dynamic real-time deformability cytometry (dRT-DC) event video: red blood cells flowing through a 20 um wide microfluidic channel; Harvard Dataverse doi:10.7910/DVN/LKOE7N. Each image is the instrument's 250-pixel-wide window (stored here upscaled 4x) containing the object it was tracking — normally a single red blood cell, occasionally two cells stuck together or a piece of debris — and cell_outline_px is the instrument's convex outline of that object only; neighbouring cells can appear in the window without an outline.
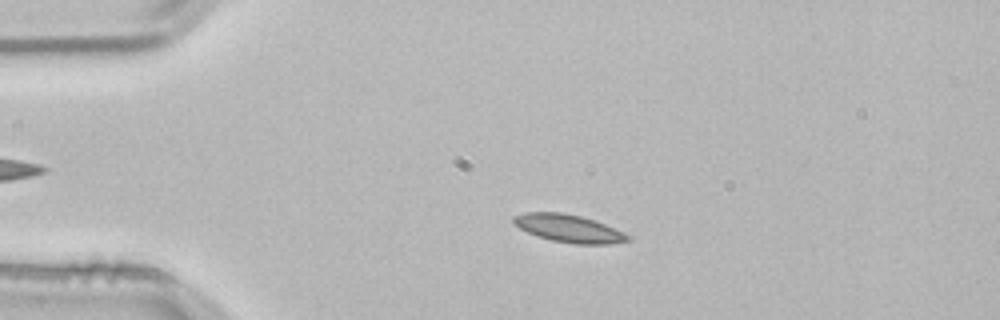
{"species": "common noctule bat (a hibernating species)", "species_latin": "Nyctalus noctula", "temperature_condition": "room temperature", "stored_images_in_passage": 53, "camera_frame_rate_fps": 3000, "um_per_image_px": 0.085, "animal": {"sex": "male", "body_mass_g": 21.5, "forearm_length_mm": 52.0}, "frame": {"image": 1, "passage_image": 11, "time_ms": 3.333, "image_size_px": [1000, 320], "cell_outline_px": [[632, 240], [608, 244], [576, 244], [552, 240], [536, 236], [520, 228], [512, 220], [512, 216], [524, 212], [560, 212], [580, 216], [604, 224], [632, 236]], "centroid_in_image_um": [48.34, 19.42], "position_along_channel_um": 36.7, "area_um2": 18.32}}
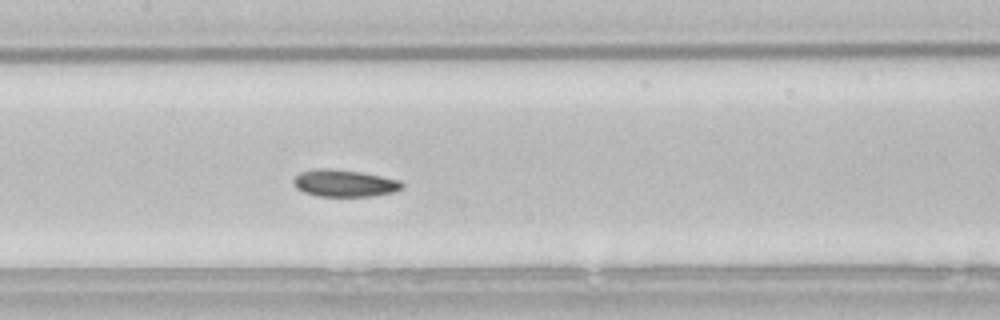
{"frame": {"image": 2, "passage_image": 25, "time_ms": 8.0, "image_size_px": [1000, 320], "cell_outline_px": [[404, 188], [392, 192], [372, 196], [316, 196], [304, 192], [296, 188], [292, 180], [300, 172], [316, 168], [336, 168], [360, 172], [400, 180], [404, 184]], "centroid_in_image_um": [29.26, 15.56], "position_along_channel_um": 178.1, "area_um2": 17.22}}
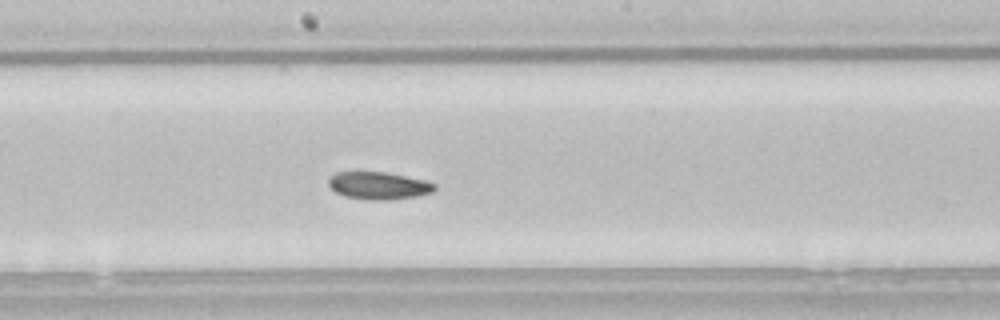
{"frame": {"image": 3, "passage_image": 28, "time_ms": 9.0, "image_size_px": [1000, 320], "cell_outline_px": [[436, 188], [432, 192], [416, 196], [388, 200], [368, 200], [344, 196], [336, 192], [328, 184], [328, 180], [336, 172], [384, 172], [424, 180], [436, 184]], "centroid_in_image_um": [32.18, 15.78], "position_along_channel_um": 216.0, "area_um2": 16.82}, "authors_computed_cell_mechanics": {"area_um2": 17.34, "velocity_mm_per_s": 3.8105, "shape_relaxation_time_tau1_ms": 3.917, "shape_relaxation_time_tau2_ms": 9.8128, "deformation_change_tau1": 0.0851, "deformation_change_tau2": 0.1388}}